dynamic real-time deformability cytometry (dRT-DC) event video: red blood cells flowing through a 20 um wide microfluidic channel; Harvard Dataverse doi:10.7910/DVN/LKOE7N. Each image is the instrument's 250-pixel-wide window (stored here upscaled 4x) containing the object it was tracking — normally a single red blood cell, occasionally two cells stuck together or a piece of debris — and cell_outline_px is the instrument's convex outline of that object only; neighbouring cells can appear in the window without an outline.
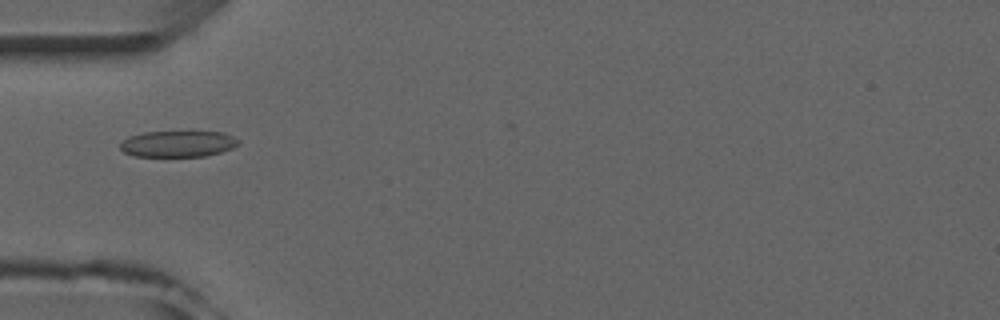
{"species": "common noctule bat (a hibernating species)", "species_latin": "Nyctalus noctula", "temperature_condition": "room temperature", "stored_images_in_passage": 2, "camera_frame_rate_fps": 3000, "um_per_image_px": 0.085, "animal": {"sex": "male", "forearm_length_mm": 52.5}, "frame": {"image": 1, "passage_image": 2, "time_ms": 1.333, "image_size_px": [1000, 320], "cell_outline_px": [[240, 144], [232, 148], [220, 152], [204, 156], [136, 156], [124, 152], [120, 148], [120, 144], [128, 136], [144, 132], [224, 132], [240, 140]], "centroid_in_image_um": [15.14, 12.22], "position_along_channel_um": 69.9, "area_um2": 17.98}}